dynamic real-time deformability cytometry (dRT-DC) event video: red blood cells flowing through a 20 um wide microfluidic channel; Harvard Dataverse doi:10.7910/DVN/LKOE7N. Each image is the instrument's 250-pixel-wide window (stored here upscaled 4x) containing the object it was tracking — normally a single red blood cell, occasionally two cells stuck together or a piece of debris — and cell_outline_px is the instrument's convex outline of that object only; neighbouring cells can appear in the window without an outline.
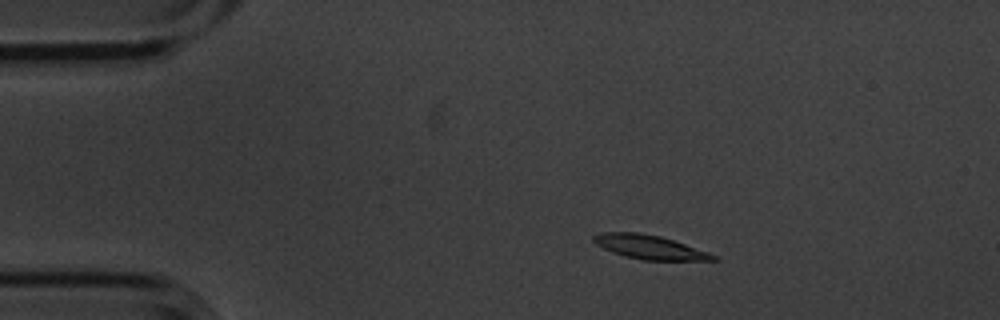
{"species": "common noctule bat (a hibernating species)", "species_latin": "Nyctalus noctula", "temperature_condition": "cold", "stored_images_in_passage": 4, "camera_frame_rate_fps": 3000, "um_per_image_px": 0.085, "animal": {"sex": "male", "body_mass_g": 20.1, "forearm_length_mm": 53.5}, "frame": {"image": 1, "passage_image": 1, "time_ms": 0.0, "image_size_px": [1000, 320], "cell_outline_px": [[720, 260], [640, 260], [624, 256], [612, 252], [596, 244], [592, 240], [592, 236], [600, 232], [640, 232], [660, 236], [708, 252], [716, 256]], "centroid_in_image_um": [55.16, 21.0], "position_along_channel_um": 29.8, "area_um2": 16.65}}
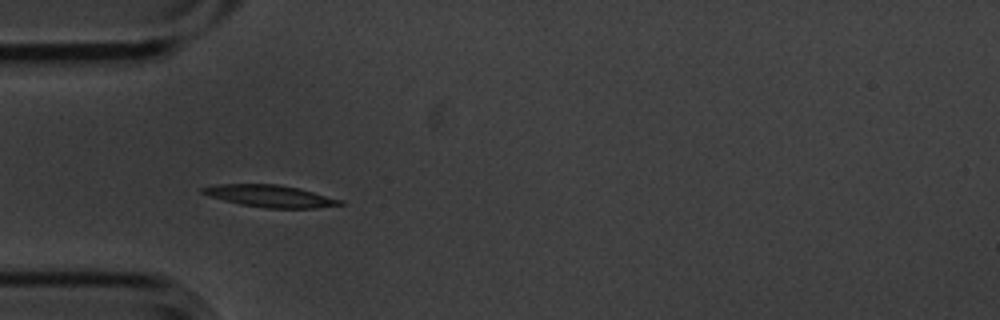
{"frame": {"image": 2, "passage_image": 3, "time_ms": 0.667, "image_size_px": [1000, 320], "cell_outline_px": [[344, 204], [316, 208], [264, 208], [240, 204], [208, 196], [200, 192], [200, 188], [216, 184], [280, 184], [300, 188], [344, 200]], "centroid_in_image_um": [22.97, 16.66], "position_along_channel_um": 62.0, "area_um2": 17.86}}
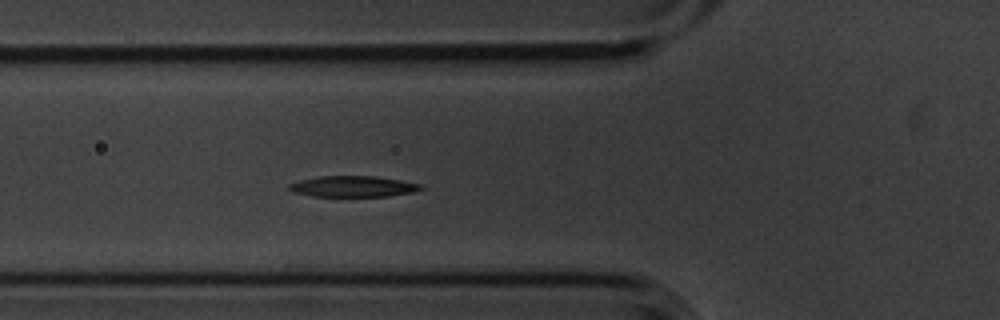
{"frame": {"image": 3, "passage_image": 4, "time_ms": 1.0, "image_size_px": [1000, 320], "cell_outline_px": [[424, 188], [412, 192], [388, 196], [312, 196], [292, 192], [288, 188], [288, 184], [300, 180], [320, 176], [376, 176], [424, 184]], "centroid_in_image_um": [30.02, 15.84], "position_along_channel_um": 95.8, "area_um2": 16.13}}